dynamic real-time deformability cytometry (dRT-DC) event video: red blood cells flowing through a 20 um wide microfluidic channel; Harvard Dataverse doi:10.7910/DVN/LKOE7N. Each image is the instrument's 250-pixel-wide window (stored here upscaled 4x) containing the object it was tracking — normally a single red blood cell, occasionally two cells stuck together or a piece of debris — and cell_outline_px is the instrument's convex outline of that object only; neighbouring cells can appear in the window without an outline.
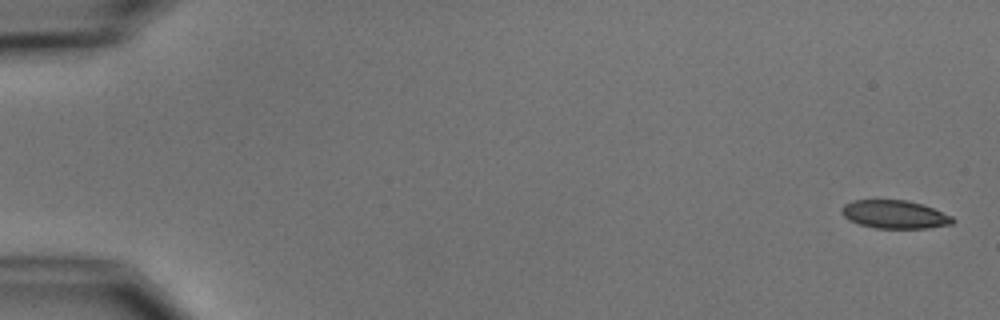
{"species": "common noctule bat (a hibernating species)", "species_latin": "Nyctalus noctula", "temperature_condition": "cold", "stored_images_in_passage": 5, "camera_frame_rate_fps": 3000, "um_per_image_px": 0.085, "animal": {"sex": "male", "body_mass_g": 15.6}, "frame": {"image": 1, "passage_image": 1, "time_ms": 0.0, "image_size_px": [1000, 320], "cell_outline_px": [[956, 220], [952, 224], [928, 228], [876, 228], [860, 224], [848, 220], [840, 212], [840, 208], [844, 204], [852, 200], [908, 200], [932, 208], [952, 216]], "centroid_in_image_um": [76.02, 18.22], "position_along_channel_um": 9.0, "area_um2": 18.26}}
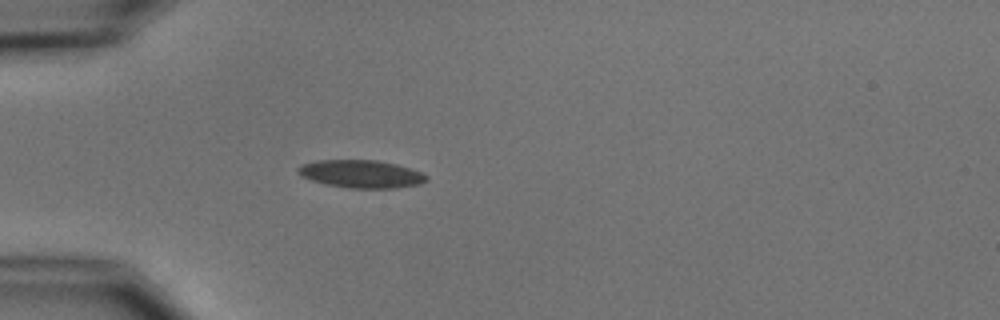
{"frame": {"image": 2, "passage_image": 5, "time_ms": 5.0, "image_size_px": [1000, 320], "cell_outline_px": [[428, 180], [420, 184], [396, 188], [348, 188], [324, 184], [300, 176], [296, 172], [296, 168], [300, 164], [316, 160], [376, 160], [396, 164], [420, 172], [428, 176]], "centroid_in_image_um": [30.64, 14.78], "position_along_channel_um": 54.4, "area_um2": 20.98}}